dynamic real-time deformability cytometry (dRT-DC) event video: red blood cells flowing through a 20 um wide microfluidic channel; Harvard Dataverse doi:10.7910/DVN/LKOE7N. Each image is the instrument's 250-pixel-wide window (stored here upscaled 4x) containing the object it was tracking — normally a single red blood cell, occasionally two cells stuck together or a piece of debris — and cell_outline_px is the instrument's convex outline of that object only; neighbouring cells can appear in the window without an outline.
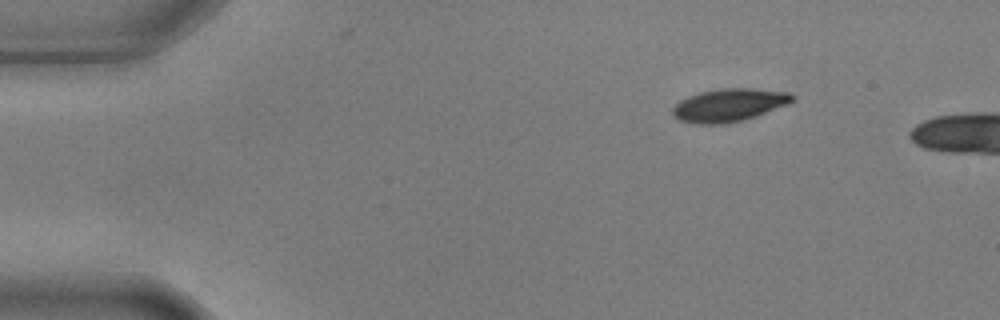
{"species": "common noctule bat (a hibernating species)", "species_latin": "Nyctalus noctula", "temperature_condition": "warm", "stored_images_in_passage": 3, "camera_frame_rate_fps": 3000, "um_per_image_px": 0.085, "animal": {"sex": "male", "body_mass_g": 17.9, "forearm_length_mm": 54.2}, "frame": {"image": 1, "passage_image": 1, "time_ms": 0.0, "image_size_px": [1000, 320], "cell_outline_px": [[792, 100], [788, 104], [756, 116], [724, 124], [696, 124], [676, 120], [672, 116], [672, 108], [680, 100], [688, 96], [700, 92], [720, 88], [752, 88], [788, 92], [792, 96]], "centroid_in_image_um": [61.9, 8.94], "position_along_channel_um": 23.1, "area_um2": 22.95}}